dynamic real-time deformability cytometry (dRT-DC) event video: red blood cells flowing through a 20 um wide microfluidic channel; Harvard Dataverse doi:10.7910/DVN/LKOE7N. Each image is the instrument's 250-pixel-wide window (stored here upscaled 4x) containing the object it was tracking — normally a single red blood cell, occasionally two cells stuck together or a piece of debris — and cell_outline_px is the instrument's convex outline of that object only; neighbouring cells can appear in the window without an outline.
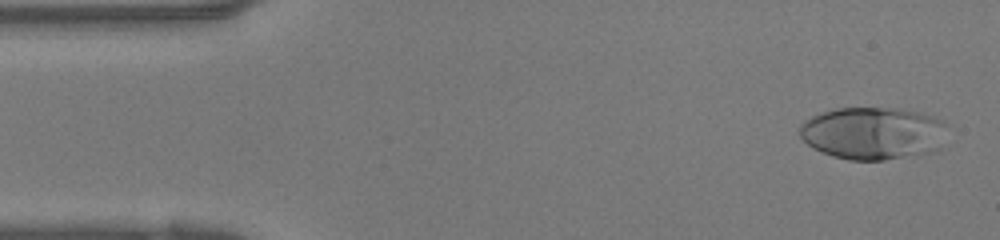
{"species": "human", "species_latin": "Homo sapiens", "temperature_condition": "warm", "stored_images_in_passage": 39, "camera_frame_rate_fps": 3000, "um_per_image_px": 0.085, "donor": {"sex": "female"}, "frame": {"image": 1, "passage_image": 2, "time_ms": 0.333, "image_size_px": [1000, 240], "cell_outline_px": [[944, 124], [940, 148], [936, 152], [884, 160], [848, 160], [832, 156], [812, 148], [800, 136], [800, 124], [804, 120], [812, 116], [836, 108], [896, 108], [920, 112], [944, 120]], "centroid_in_image_um": [74.19, 11.33], "position_along_channel_um": 10.8, "area_um2": 45.26}}
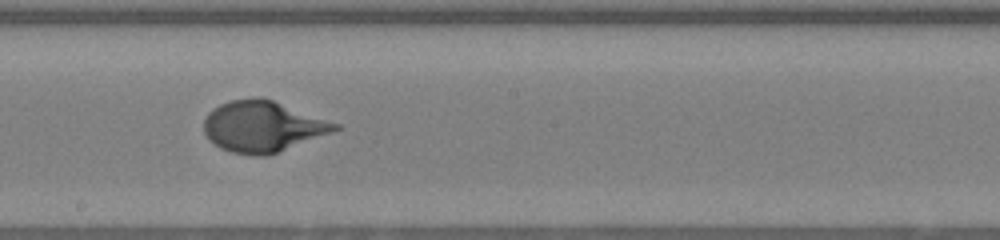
{"frame": {"image": 2, "passage_image": 21, "time_ms": 6.667, "image_size_px": [1000, 240], "cell_outline_px": [[340, 128], [332, 132], [276, 152], [264, 156], [256, 156], [232, 152], [220, 148], [208, 140], [204, 132], [204, 120], [208, 112], [212, 108], [220, 104], [232, 100], [252, 96], [260, 96], [272, 100], [340, 124]], "centroid_in_image_um": [22.28, 10.73], "position_along_channel_um": 225.9, "area_um2": 38.73}}
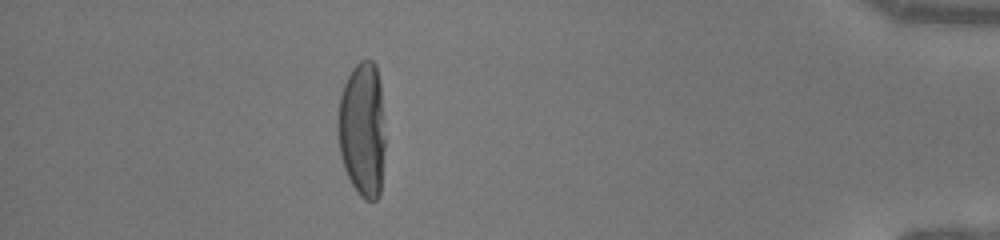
{"frame": {"image": 3, "passage_image": 35, "time_ms": 11.333, "image_size_px": [1000, 240], "cell_outline_px": [[384, 148], [380, 196], [376, 200], [364, 200], [356, 192], [344, 168], [340, 156], [336, 132], [336, 120], [340, 96], [344, 84], [352, 68], [360, 60], [372, 60], [376, 64], [380, 80], [384, 140]], "centroid_in_image_um": [30.77, 11.01], "position_along_channel_um": 404.4, "area_um2": 37.74}}